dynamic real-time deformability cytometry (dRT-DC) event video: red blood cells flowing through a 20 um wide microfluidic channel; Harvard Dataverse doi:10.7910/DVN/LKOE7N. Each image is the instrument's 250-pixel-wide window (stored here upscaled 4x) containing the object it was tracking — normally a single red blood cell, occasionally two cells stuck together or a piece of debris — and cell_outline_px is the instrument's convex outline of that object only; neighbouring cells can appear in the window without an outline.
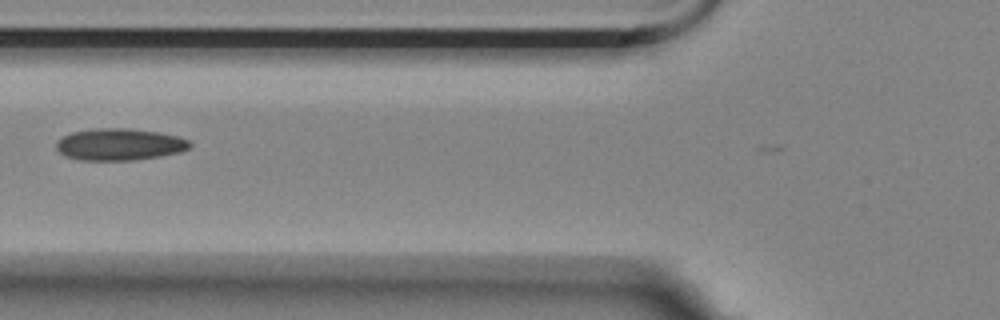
{"species": "Egyptian fruit bat (a non-hibernating species)", "species_latin": "Rousettus aegyptiacus", "temperature_condition": "room temperature", "stored_images_in_passage": 7, "camera_frame_rate_fps": 3000, "um_per_image_px": 0.085, "animal": {"sex": "female"}, "frame": {"image": 1, "passage_image": 3, "time_ms": 0.667, "image_size_px": [1000, 320], "cell_outline_px": [[192, 144], [188, 148], [180, 152], [160, 156], [136, 160], [80, 160], [64, 156], [56, 148], [56, 140], [72, 132], [96, 128], [128, 128], [160, 132], [176, 136], [188, 140]], "centroid_in_image_um": [10.14, 12.27], "position_along_channel_um": 115.7, "area_um2": 24.85}}
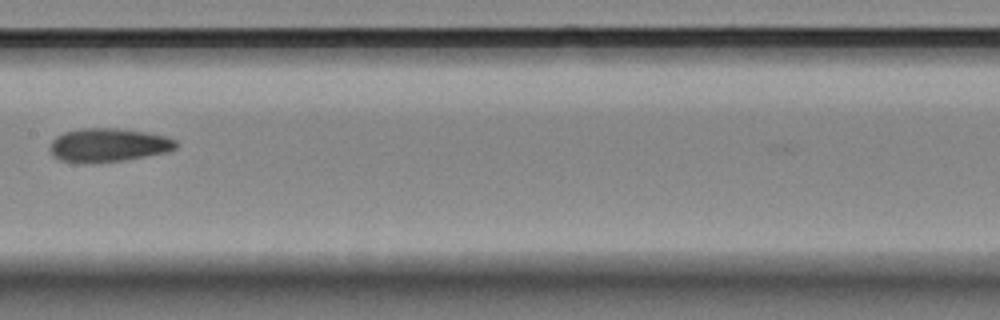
{"frame": {"image": 2, "passage_image": 5, "time_ms": 1.333, "image_size_px": [1000, 320], "cell_outline_px": [[176, 148], [168, 152], [124, 160], [60, 160], [52, 156], [48, 148], [52, 140], [56, 136], [64, 132], [84, 128], [116, 128], [144, 132], [164, 136], [176, 140]], "centroid_in_image_um": [9.21, 12.29], "position_along_channel_um": 198.2, "area_um2": 23.87}}
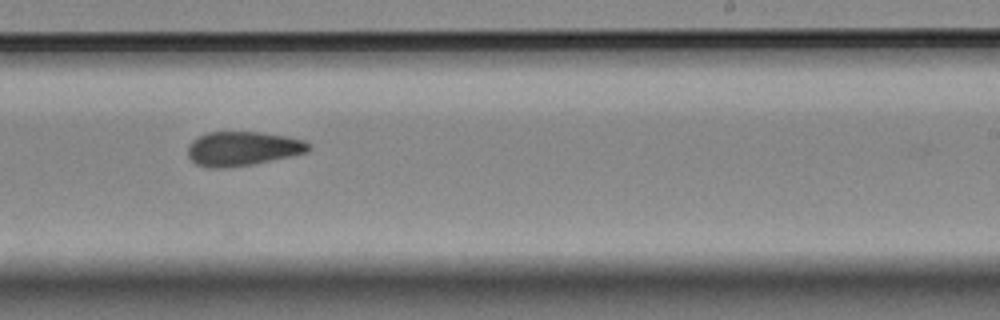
{"frame": {"image": 3, "passage_image": 7, "time_ms": 2.0, "image_size_px": [1000, 320], "cell_outline_px": [[312, 148], [308, 152], [292, 156], [252, 164], [228, 168], [208, 168], [196, 164], [188, 156], [188, 144], [192, 140], [208, 132], [260, 132], [284, 136], [304, 140]], "centroid_in_image_um": [20.62, 12.64], "position_along_channel_um": 268.4, "area_um2": 24.16}}